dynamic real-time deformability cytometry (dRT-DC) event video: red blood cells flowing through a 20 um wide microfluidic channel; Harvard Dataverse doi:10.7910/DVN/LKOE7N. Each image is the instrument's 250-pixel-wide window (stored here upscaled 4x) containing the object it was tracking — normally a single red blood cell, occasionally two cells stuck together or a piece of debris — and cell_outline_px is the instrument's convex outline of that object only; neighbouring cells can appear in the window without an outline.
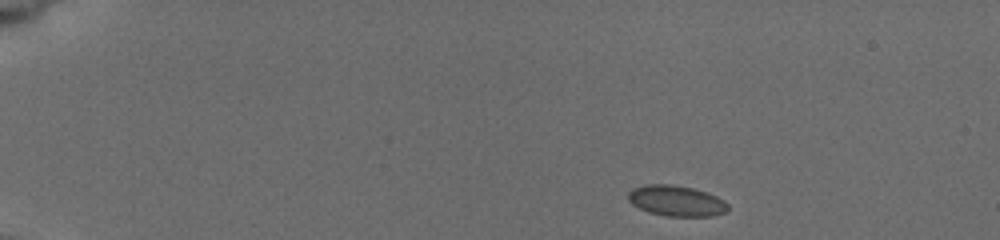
{"species": "common noctule bat (a hibernating species)", "species_latin": "Nyctalus noctula", "temperature_condition": "cold", "stored_images_in_passage": 7, "camera_frame_rate_fps": 3000, "um_per_image_px": 0.085, "animal": {"sex": "female", "body_mass_g": 19.5, "forearm_length_mm": 54.1}, "frame": {"image": 1, "passage_image": 1, "time_ms": 0.0, "image_size_px": [1000, 240], "cell_outline_px": [[728, 212], [712, 216], [668, 216], [648, 212], [632, 204], [628, 200], [628, 192], [632, 188], [644, 184], [672, 184], [692, 188], [716, 196], [724, 200], [728, 204]], "centroid_in_image_um": [57.48, 17.07], "position_along_channel_um": 27.5, "area_um2": 17.92}}
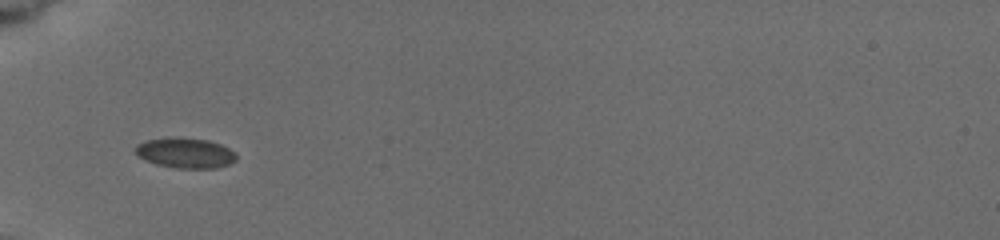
{"frame": {"image": 2, "passage_image": 5, "time_ms": 3.667, "image_size_px": [1000, 240], "cell_outline_px": [[236, 160], [228, 164], [216, 168], [176, 168], [156, 164], [144, 160], [136, 156], [132, 152], [136, 144], [148, 140], [208, 140], [220, 144], [228, 148], [236, 156]], "centroid_in_image_um": [15.7, 13.05], "position_along_channel_um": 69.3, "area_um2": 17.11}}
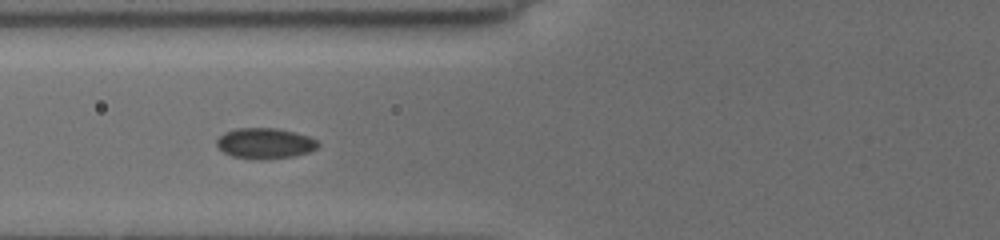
{"frame": {"image": 3, "passage_image": 6, "time_ms": 4.667, "image_size_px": [1000, 240], "cell_outline_px": [[320, 144], [316, 148], [308, 152], [292, 156], [268, 160], [260, 160], [232, 156], [224, 152], [216, 144], [216, 140], [224, 132], [236, 128], [276, 128], [296, 132], [308, 136], [316, 140]], "centroid_in_image_um": [22.52, 12.18], "position_along_channel_um": 103.3, "area_um2": 18.15}}